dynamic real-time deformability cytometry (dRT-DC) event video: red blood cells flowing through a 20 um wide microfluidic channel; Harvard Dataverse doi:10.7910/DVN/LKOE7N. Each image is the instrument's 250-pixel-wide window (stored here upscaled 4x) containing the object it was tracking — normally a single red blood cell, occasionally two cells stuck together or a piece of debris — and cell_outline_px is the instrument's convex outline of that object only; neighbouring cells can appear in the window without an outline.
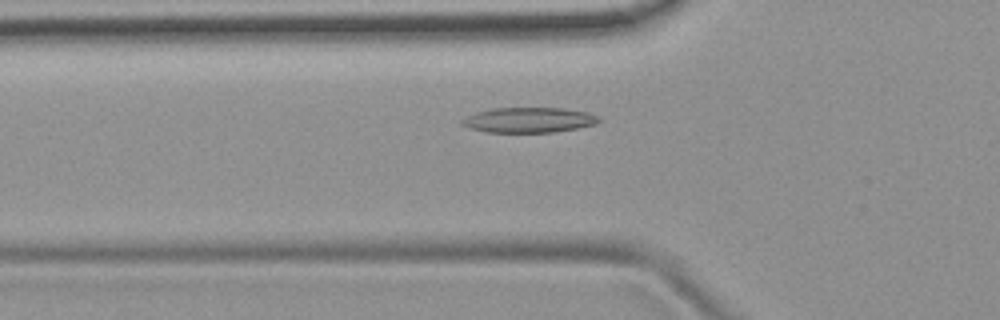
{"species": "common noctule bat (a hibernating species)", "species_latin": "Nyctalus noctula", "temperature_condition": "room temperature", "stored_images_in_passage": 36, "camera_frame_rate_fps": 3000, "um_per_image_px": 0.085, "animal": {"sex": "female", "body_mass_g": 19.9}, "frame": {"image": 1, "passage_image": 3, "time_ms": 0.667, "image_size_px": [1000, 320], "cell_outline_px": [[604, 120], [596, 124], [556, 132], [484, 132], [468, 128], [460, 124], [460, 120], [476, 112], [492, 108], [564, 108], [588, 112], [600, 116]], "centroid_in_image_um": [44.98, 10.2], "position_along_channel_um": 80.8, "area_um2": 20.35}}
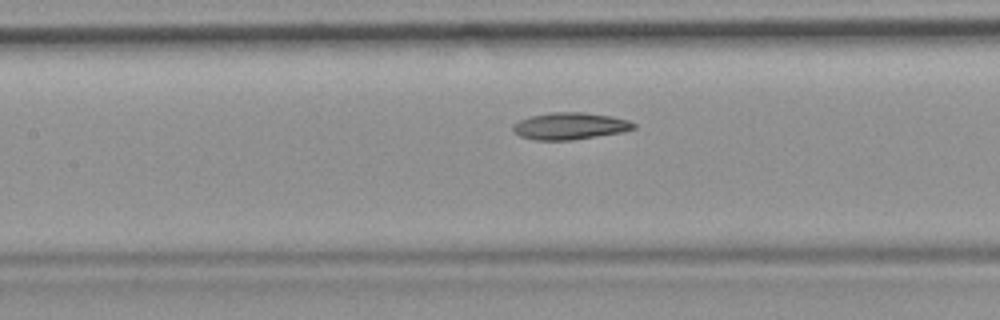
{"frame": {"image": 2, "passage_image": 9, "time_ms": 2.667, "image_size_px": [1000, 320], "cell_outline_px": [[636, 128], [620, 132], [572, 140], [536, 140], [520, 136], [512, 128], [512, 124], [528, 116], [552, 112], [584, 112], [612, 116], [628, 120], [636, 124]], "centroid_in_image_um": [48.43, 10.7], "position_along_channel_um": 159.0, "area_um2": 18.9}}
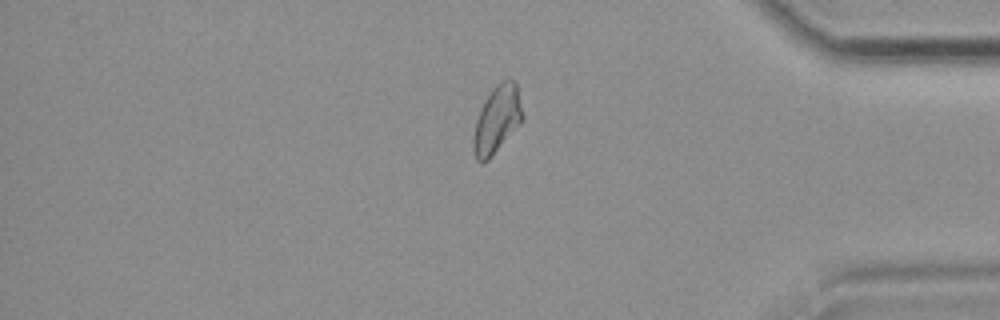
{"frame": {"image": 3, "passage_image": 29, "time_ms": 9.333, "image_size_px": [1000, 320], "cell_outline_px": [[524, 116], [520, 124], [488, 160], [480, 164], [476, 160], [472, 148], [472, 136], [476, 120], [480, 108], [492, 88], [500, 80], [516, 80]], "centroid_in_image_um": [42.23, 10.16], "position_along_channel_um": 393.0, "area_um2": 19.54}, "authors_computed_cell_mechanics": {"area_um2": 18.7561, "velocity_mm_per_s": 3.8866, "shape_relaxation_time_tau1_ms": 9.5343, "shape_relaxation_time_tau2_ms": 5.0724, "deformation_change_tau1": 0.2174, "deformation_change_tau2": 0.1172}}